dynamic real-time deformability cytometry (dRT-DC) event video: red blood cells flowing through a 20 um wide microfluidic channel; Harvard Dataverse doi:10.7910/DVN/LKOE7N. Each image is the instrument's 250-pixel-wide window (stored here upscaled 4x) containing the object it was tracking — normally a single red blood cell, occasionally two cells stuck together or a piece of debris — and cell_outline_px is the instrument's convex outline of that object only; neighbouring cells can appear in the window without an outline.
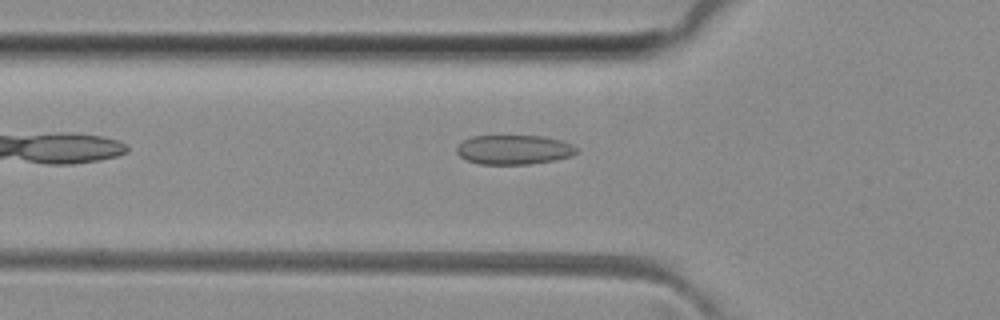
{"species": "common noctule bat (a hibernating species)", "species_latin": "Nyctalus noctula", "temperature_condition": "room temperature", "stored_images_in_passage": 7, "camera_frame_rate_fps": 3000, "um_per_image_px": 0.085, "animal": {"sex": "female", "body_mass_g": 29.2, "forearm_length_mm": 56.3}, "frame": {"image": 1, "passage_image": 2, "time_ms": 0.333, "image_size_px": [1000, 320], "cell_outline_px": [[580, 152], [572, 156], [556, 160], [528, 164], [480, 164], [468, 160], [460, 156], [456, 152], [456, 148], [464, 140], [472, 136], [540, 136], [560, 140], [572, 144], [580, 148]], "centroid_in_image_um": [43.74, 12.73], "position_along_channel_um": 82.1, "area_um2": 20.63}}
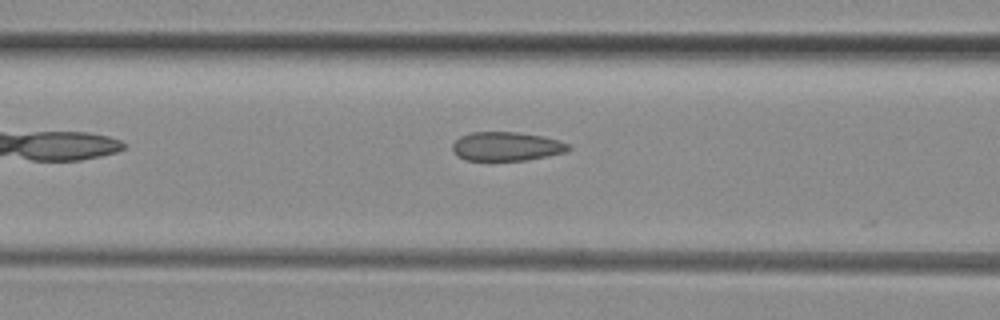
{"frame": {"image": 2, "passage_image": 5, "time_ms": 1.333, "image_size_px": [1000, 320], "cell_outline_px": [[572, 148], [564, 152], [548, 156], [528, 160], [464, 160], [456, 156], [452, 152], [452, 144], [460, 136], [472, 132], [516, 132], [544, 136], [560, 140], [568, 144]], "centroid_in_image_um": [43.03, 12.44], "position_along_channel_um": 123.6, "area_um2": 19.71}}